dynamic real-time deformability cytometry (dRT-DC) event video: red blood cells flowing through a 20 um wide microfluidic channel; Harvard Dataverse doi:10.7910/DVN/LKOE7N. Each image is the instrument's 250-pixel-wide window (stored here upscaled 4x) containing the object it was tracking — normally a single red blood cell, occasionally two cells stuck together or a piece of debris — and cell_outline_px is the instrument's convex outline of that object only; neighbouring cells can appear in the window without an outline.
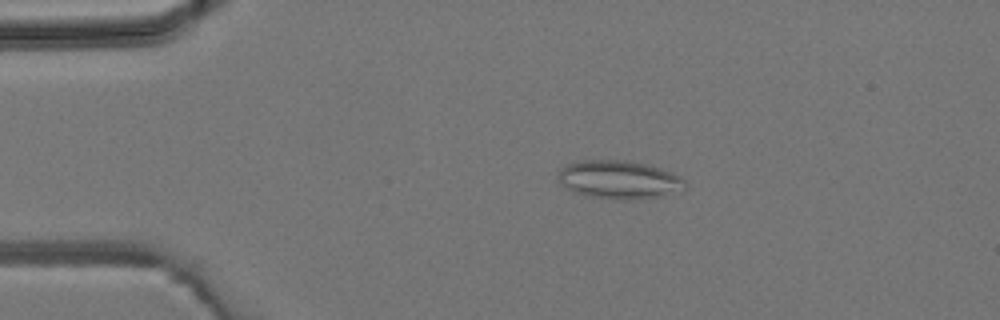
{"species": "common noctule bat (a hibernating species)", "species_latin": "Nyctalus noctula", "temperature_condition": "room temperature", "stored_images_in_passage": 4, "camera_frame_rate_fps": 3000, "um_per_image_px": 0.085, "animal": {"sex": "male", "body_mass_g": 19.2, "forearm_length_mm": 51.8}, "frame": {"image": 1, "passage_image": 3, "time_ms": 2.0, "image_size_px": [1000, 320], "cell_outline_px": [[688, 188], [680, 192], [660, 196], [632, 200], [612, 200], [584, 196], [560, 184], [556, 176], [560, 168], [576, 160], [632, 160], [648, 164], [660, 168], [680, 176], [688, 184]], "centroid_in_image_um": [52.63, 15.28], "position_along_channel_um": 32.4, "area_um2": 29.13}}